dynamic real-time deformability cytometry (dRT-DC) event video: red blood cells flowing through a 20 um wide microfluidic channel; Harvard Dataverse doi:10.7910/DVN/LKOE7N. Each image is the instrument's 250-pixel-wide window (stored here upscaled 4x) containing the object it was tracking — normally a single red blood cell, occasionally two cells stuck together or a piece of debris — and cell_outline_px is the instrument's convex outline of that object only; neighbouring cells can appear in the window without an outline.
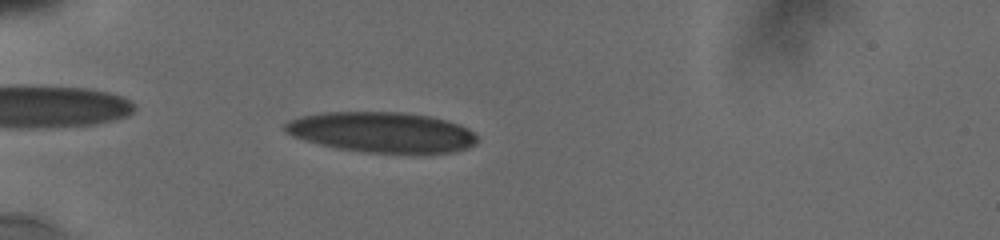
{"species": "human", "species_latin": "Homo sapiens", "temperature_condition": "cold", "stored_images_in_passage": 12, "camera_frame_rate_fps": 3000, "um_per_image_px": 0.085, "donor": {"sex": "male"}, "frame": {"image": 1, "passage_image": 9, "time_ms": 5.0, "image_size_px": [1000, 240], "cell_outline_px": [[476, 144], [468, 148], [456, 152], [364, 152], [336, 148], [304, 140], [292, 136], [284, 132], [284, 124], [288, 120], [300, 116], [324, 112], [400, 112], [428, 116], [460, 124], [468, 128], [476, 136]], "centroid_in_image_um": [32.42, 11.23], "position_along_channel_um": 52.6, "area_um2": 45.08}}